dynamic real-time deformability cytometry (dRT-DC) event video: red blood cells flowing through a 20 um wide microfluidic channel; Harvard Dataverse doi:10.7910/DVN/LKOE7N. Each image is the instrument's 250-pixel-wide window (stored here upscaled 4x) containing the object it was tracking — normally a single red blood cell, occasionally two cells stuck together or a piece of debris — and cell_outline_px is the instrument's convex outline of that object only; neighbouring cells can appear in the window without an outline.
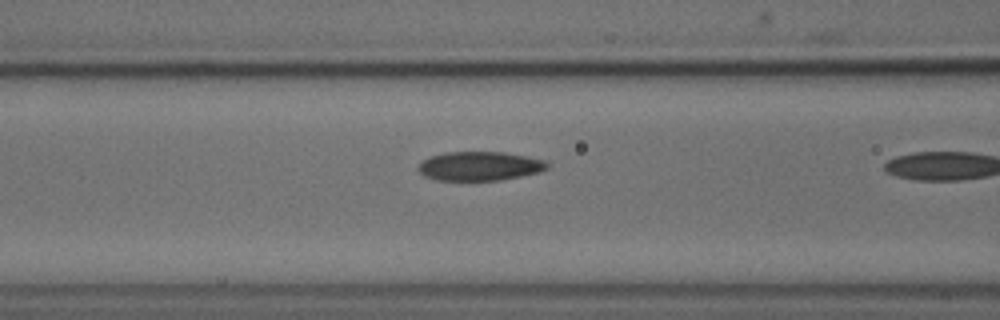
{"species": "common noctule bat (a hibernating species)", "species_latin": "Nyctalus noctula", "temperature_condition": "cold", "stored_images_in_passage": 20, "camera_frame_rate_fps": 3000, "um_per_image_px": 0.085, "animal": {"sex": "male", "body_mass_g": 18.8}, "frame": {"image": 1, "passage_image": 19, "time_ms": 6.0, "image_size_px": [1000, 320], "cell_outline_px": [[548, 168], [540, 172], [500, 180], [436, 180], [424, 176], [416, 168], [424, 160], [432, 156], [444, 152], [504, 152], [544, 160], [548, 164]], "centroid_in_image_um": [40.76, 14.12], "position_along_channel_um": 125.8, "area_um2": 21.68}}